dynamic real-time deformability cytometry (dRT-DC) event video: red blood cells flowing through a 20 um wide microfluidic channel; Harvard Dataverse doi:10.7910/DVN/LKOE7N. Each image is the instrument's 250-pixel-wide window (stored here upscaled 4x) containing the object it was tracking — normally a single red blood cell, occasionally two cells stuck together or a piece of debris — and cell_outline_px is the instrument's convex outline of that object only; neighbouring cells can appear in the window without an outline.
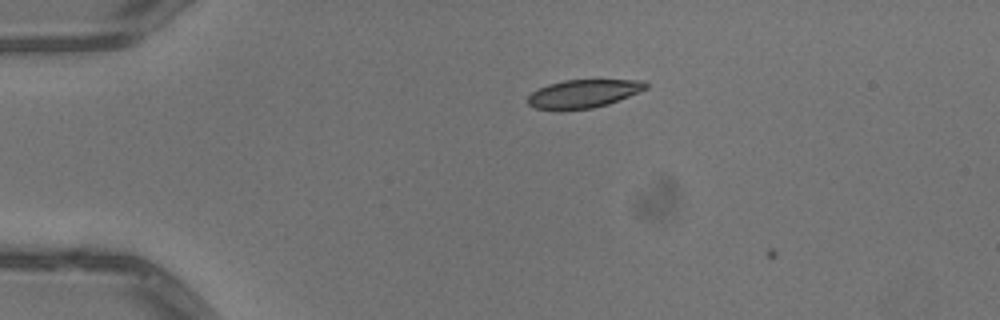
{"species": "common noctule bat (a hibernating species)", "species_latin": "Nyctalus noctula", "temperature_condition": "warm", "stored_images_in_passage": 11, "camera_frame_rate_fps": 3000, "um_per_image_px": 0.085, "animal": {"sex": "male", "body_mass_g": 13.3}, "frame": {"image": 1, "passage_image": 9, "time_ms": 2.667, "image_size_px": [1000, 320], "cell_outline_px": [[648, 88], [608, 104], [592, 108], [556, 112], [536, 108], [528, 104], [528, 96], [532, 92], [548, 84], [564, 80], [644, 80], [648, 84]], "centroid_in_image_um": [49.55, 7.98], "position_along_channel_um": 35.4, "area_um2": 19.65}}